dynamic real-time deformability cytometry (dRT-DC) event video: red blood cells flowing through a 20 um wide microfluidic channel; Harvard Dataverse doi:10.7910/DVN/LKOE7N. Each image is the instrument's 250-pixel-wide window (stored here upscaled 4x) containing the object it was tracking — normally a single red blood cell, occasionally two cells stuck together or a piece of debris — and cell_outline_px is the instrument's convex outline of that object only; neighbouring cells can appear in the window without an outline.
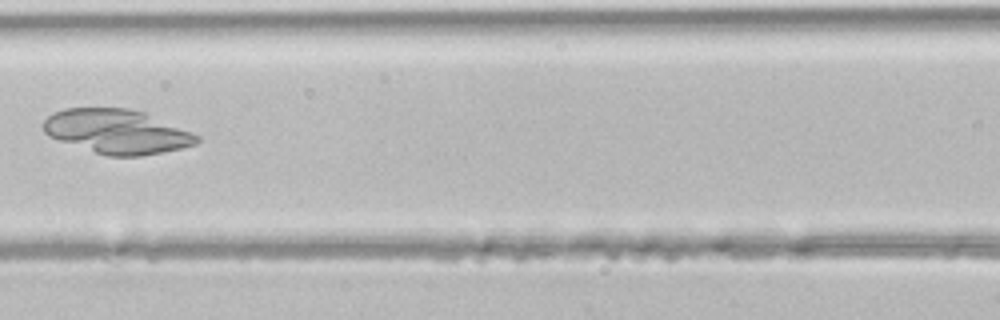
{"species": "common noctule bat (a hibernating species)", "species_latin": "Nyctalus noctula", "temperature_condition": "room temperature", "stored_images_in_passage": 4, "camera_frame_rate_fps": 3000, "um_per_image_px": 0.085, "animal": {"sex": "male", "body_mass_g": 21.5, "forearm_length_mm": 52.0}, "frame": {"image": 1, "passage_image": 4, "time_ms": 1.0, "image_size_px": [1000, 320], "cell_outline_px": [[200, 140], [196, 144], [180, 148], [140, 156], [108, 156], [48, 136], [44, 132], [44, 120], [52, 112], [64, 108], [128, 108], [144, 112], [192, 132], [200, 136]], "centroid_in_image_um": [9.94, 11.17], "position_along_channel_um": 156.7, "area_um2": 39.19}}